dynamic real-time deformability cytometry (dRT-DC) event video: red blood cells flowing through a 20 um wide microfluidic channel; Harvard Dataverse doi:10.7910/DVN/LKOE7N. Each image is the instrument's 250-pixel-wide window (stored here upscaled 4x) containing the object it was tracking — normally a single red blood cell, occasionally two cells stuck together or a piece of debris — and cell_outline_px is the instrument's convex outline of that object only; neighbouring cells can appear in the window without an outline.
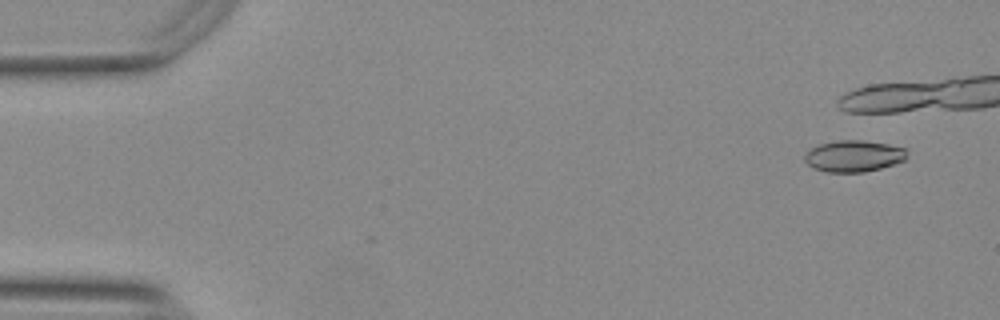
{"species": "Egyptian fruit bat (a non-hibernating species)", "species_latin": "Rousettus aegyptiacus", "temperature_condition": "warm", "stored_images_in_passage": 4, "camera_frame_rate_fps": 3000, "um_per_image_px": 0.085, "animal": {"sex": "female"}, "frame": {"image": 1, "passage_image": 2, "time_ms": 0.333, "image_size_px": [1000, 320], "cell_outline_px": [[908, 148], [904, 160], [880, 168], [864, 172], [824, 172], [812, 168], [804, 160], [804, 156], [812, 148], [820, 144], [836, 140], [864, 140], [888, 144]], "centroid_in_image_um": [72.56, 13.26], "position_along_channel_um": 12.4, "area_um2": 18.79}}